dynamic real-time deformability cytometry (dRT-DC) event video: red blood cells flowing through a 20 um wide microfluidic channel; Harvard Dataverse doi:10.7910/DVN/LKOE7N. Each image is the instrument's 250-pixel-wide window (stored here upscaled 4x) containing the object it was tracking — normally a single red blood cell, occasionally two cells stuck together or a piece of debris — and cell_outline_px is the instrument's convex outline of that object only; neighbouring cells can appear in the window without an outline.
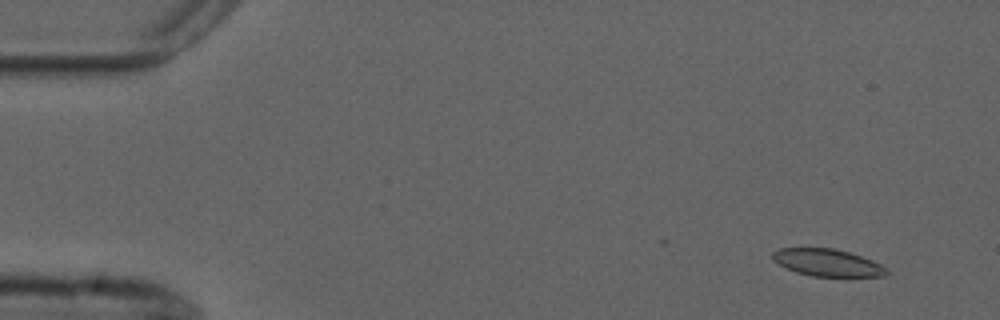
{"species": "common noctule bat (a hibernating species)", "species_latin": "Nyctalus noctula", "temperature_condition": "cold", "stored_images_in_passage": 5, "camera_frame_rate_fps": 3000, "um_per_image_px": 0.085, "animal": {"sex": "male", "forearm_length_mm": 52.5}, "frame": {"image": 1, "passage_image": 1, "time_ms": 0.0, "image_size_px": [1000, 320], "cell_outline_px": [[888, 272], [884, 276], [812, 276], [796, 272], [772, 260], [772, 252], [780, 248], [832, 248], [848, 252], [872, 260], [880, 264]], "centroid_in_image_um": [70.29, 22.32], "position_along_channel_um": 14.7, "area_um2": 17.74}}
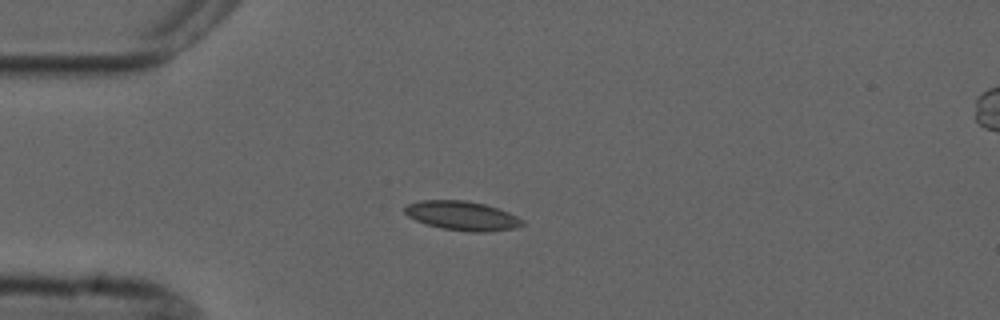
{"frame": {"image": 2, "passage_image": 4, "time_ms": 3.333, "image_size_px": [1000, 320], "cell_outline_px": [[524, 224], [516, 228], [488, 232], [468, 232], [440, 228], [416, 220], [408, 216], [404, 212], [404, 208], [408, 204], [424, 200], [464, 200], [484, 204], [508, 212], [524, 220]], "centroid_in_image_um": [39.3, 18.35], "position_along_channel_um": 45.7, "area_um2": 19.94}}
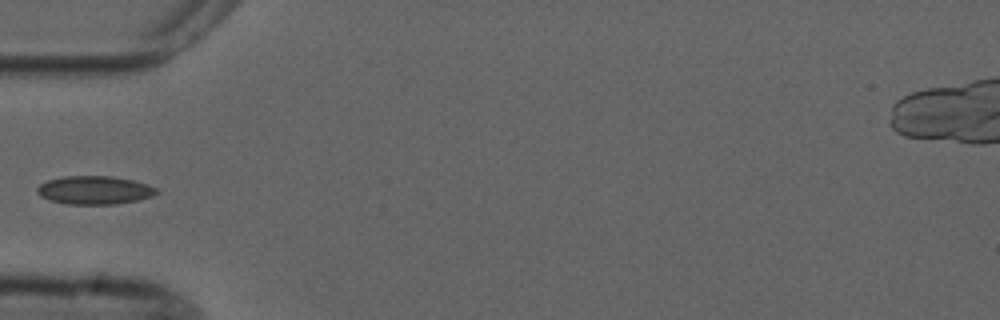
{"frame": {"image": 3, "passage_image": 5, "time_ms": 4.667, "image_size_px": [1000, 320], "cell_outline_px": [[160, 192], [152, 196], [140, 200], [116, 204], [68, 204], [48, 200], [40, 196], [36, 192], [36, 188], [40, 184], [48, 180], [64, 176], [112, 176], [132, 180], [148, 184], [156, 188]], "centroid_in_image_um": [8.04, 16.16], "position_along_channel_um": 77.0, "area_um2": 19.88}}